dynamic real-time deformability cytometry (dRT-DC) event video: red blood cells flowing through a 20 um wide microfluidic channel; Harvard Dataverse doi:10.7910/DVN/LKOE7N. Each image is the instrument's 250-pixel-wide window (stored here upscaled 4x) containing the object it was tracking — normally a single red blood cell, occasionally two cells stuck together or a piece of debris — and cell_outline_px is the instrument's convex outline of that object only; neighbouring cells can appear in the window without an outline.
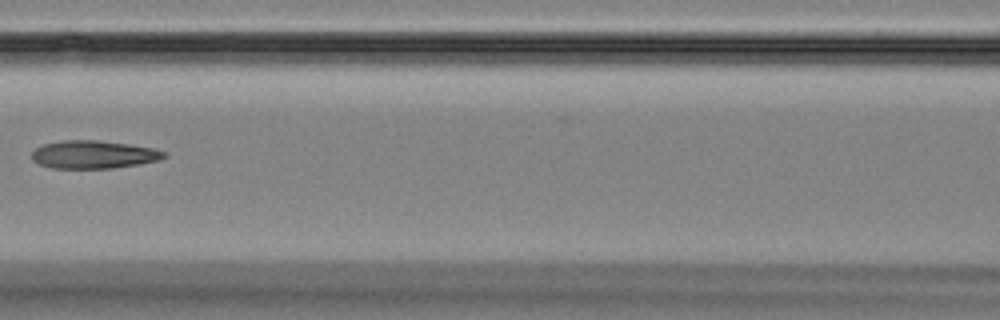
{"species": "Egyptian fruit bat (a non-hibernating species)", "species_latin": "Rousettus aegyptiacus", "temperature_condition": "room temperature", "stored_images_in_passage": 9, "camera_frame_rate_fps": 3000, "um_per_image_px": 0.085, "animal": {"sex": "female"}, "frame": {"image": 1, "passage_image": 7, "time_ms": 7.333, "image_size_px": [1000, 320], "cell_outline_px": [[168, 156], [160, 160], [140, 164], [112, 168], [52, 168], [40, 164], [32, 160], [32, 152], [36, 148], [44, 144], [60, 140], [100, 140], [128, 144], [152, 148], [168, 152]], "centroid_in_image_um": [7.99, 13.13], "position_along_channel_um": 158.6, "area_um2": 21.68}}
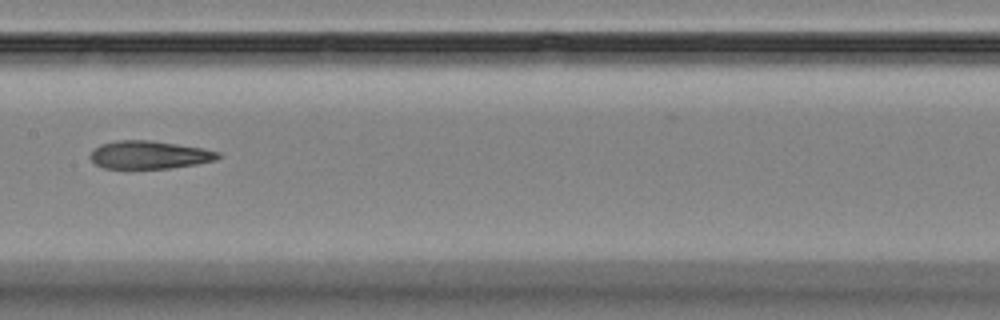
{"frame": {"image": 2, "passage_image": 8, "time_ms": 8.333, "image_size_px": [1000, 320], "cell_outline_px": [[220, 156], [216, 160], [196, 164], [168, 168], [104, 168], [96, 164], [88, 156], [100, 144], [116, 140], [152, 140], [200, 148], [220, 152]], "centroid_in_image_um": [12.67, 13.15], "position_along_channel_um": 194.7, "area_um2": 20.63}}
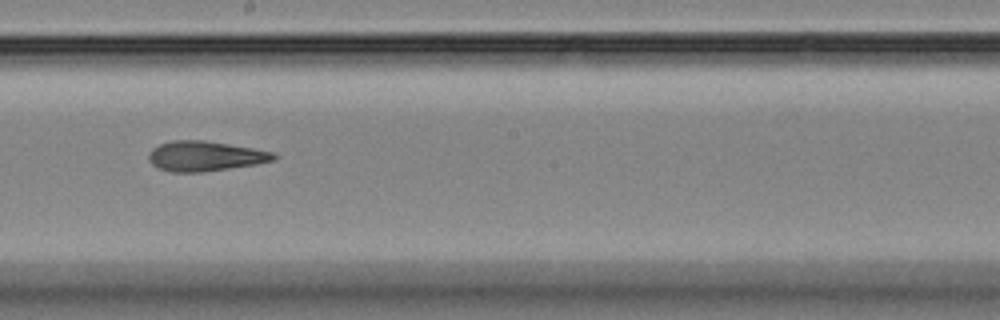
{"frame": {"image": 3, "passage_image": 9, "time_ms": 9.333, "image_size_px": [1000, 320], "cell_outline_px": [[280, 156], [276, 160], [256, 164], [204, 172], [172, 172], [160, 168], [152, 164], [148, 160], [148, 156], [152, 148], [160, 144], [172, 140], [204, 140], [252, 148], [272, 152]], "centroid_in_image_um": [17.44, 13.27], "position_along_channel_um": 230.8, "area_um2": 21.85}}